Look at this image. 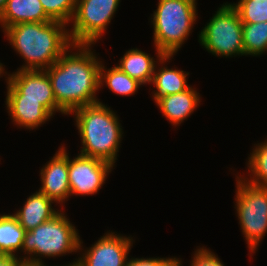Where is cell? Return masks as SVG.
<instances>
[{
    "label": "cell",
    "instance_id": "1",
    "mask_svg": "<svg viewBox=\"0 0 267 266\" xmlns=\"http://www.w3.org/2000/svg\"><path fill=\"white\" fill-rule=\"evenodd\" d=\"M92 45L75 44V50L66 51L54 64L45 69L56 99L66 113L79 107L99 102V68L102 63L92 52ZM68 52V53H67Z\"/></svg>",
    "mask_w": 267,
    "mask_h": 266
},
{
    "label": "cell",
    "instance_id": "2",
    "mask_svg": "<svg viewBox=\"0 0 267 266\" xmlns=\"http://www.w3.org/2000/svg\"><path fill=\"white\" fill-rule=\"evenodd\" d=\"M66 24L59 21L15 24L3 30L14 50L25 60L21 70H45L67 50H74ZM72 48V49H70Z\"/></svg>",
    "mask_w": 267,
    "mask_h": 266
},
{
    "label": "cell",
    "instance_id": "3",
    "mask_svg": "<svg viewBox=\"0 0 267 266\" xmlns=\"http://www.w3.org/2000/svg\"><path fill=\"white\" fill-rule=\"evenodd\" d=\"M71 113L75 114L83 146L78 154L98 158L115 166L123 129L114 111L99 101L79 107Z\"/></svg>",
    "mask_w": 267,
    "mask_h": 266
},
{
    "label": "cell",
    "instance_id": "4",
    "mask_svg": "<svg viewBox=\"0 0 267 266\" xmlns=\"http://www.w3.org/2000/svg\"><path fill=\"white\" fill-rule=\"evenodd\" d=\"M196 0H159L153 13L154 47L161 64L173 55L187 40L197 19Z\"/></svg>",
    "mask_w": 267,
    "mask_h": 266
},
{
    "label": "cell",
    "instance_id": "5",
    "mask_svg": "<svg viewBox=\"0 0 267 266\" xmlns=\"http://www.w3.org/2000/svg\"><path fill=\"white\" fill-rule=\"evenodd\" d=\"M75 228L61 210L52 219L31 231H26L22 247L23 253L28 255L23 257L26 265L47 266L40 257H60L82 251L83 242Z\"/></svg>",
    "mask_w": 267,
    "mask_h": 266
},
{
    "label": "cell",
    "instance_id": "6",
    "mask_svg": "<svg viewBox=\"0 0 267 266\" xmlns=\"http://www.w3.org/2000/svg\"><path fill=\"white\" fill-rule=\"evenodd\" d=\"M239 177H236V213L248 248L255 253L267 233V188Z\"/></svg>",
    "mask_w": 267,
    "mask_h": 266
},
{
    "label": "cell",
    "instance_id": "7",
    "mask_svg": "<svg viewBox=\"0 0 267 266\" xmlns=\"http://www.w3.org/2000/svg\"><path fill=\"white\" fill-rule=\"evenodd\" d=\"M242 29L238 12L231 3H225L201 30L199 42L215 56H242L245 55Z\"/></svg>",
    "mask_w": 267,
    "mask_h": 266
},
{
    "label": "cell",
    "instance_id": "8",
    "mask_svg": "<svg viewBox=\"0 0 267 266\" xmlns=\"http://www.w3.org/2000/svg\"><path fill=\"white\" fill-rule=\"evenodd\" d=\"M120 0H76L69 35L73 44L94 45L104 34Z\"/></svg>",
    "mask_w": 267,
    "mask_h": 266
},
{
    "label": "cell",
    "instance_id": "9",
    "mask_svg": "<svg viewBox=\"0 0 267 266\" xmlns=\"http://www.w3.org/2000/svg\"><path fill=\"white\" fill-rule=\"evenodd\" d=\"M7 95H23V99L39 100L53 115L61 112L67 115L57 104L50 78L45 70H21L6 77Z\"/></svg>",
    "mask_w": 267,
    "mask_h": 266
},
{
    "label": "cell",
    "instance_id": "10",
    "mask_svg": "<svg viewBox=\"0 0 267 266\" xmlns=\"http://www.w3.org/2000/svg\"><path fill=\"white\" fill-rule=\"evenodd\" d=\"M113 165L98 158L77 155L68 156V179L71 195H94L105 183Z\"/></svg>",
    "mask_w": 267,
    "mask_h": 266
},
{
    "label": "cell",
    "instance_id": "11",
    "mask_svg": "<svg viewBox=\"0 0 267 266\" xmlns=\"http://www.w3.org/2000/svg\"><path fill=\"white\" fill-rule=\"evenodd\" d=\"M106 234V235H105ZM77 261V266H126L133 245L131 237L106 232Z\"/></svg>",
    "mask_w": 267,
    "mask_h": 266
},
{
    "label": "cell",
    "instance_id": "12",
    "mask_svg": "<svg viewBox=\"0 0 267 266\" xmlns=\"http://www.w3.org/2000/svg\"><path fill=\"white\" fill-rule=\"evenodd\" d=\"M68 155L65 147L61 146L52 159L40 170L42 186L38 191L58 204L64 203L71 196Z\"/></svg>",
    "mask_w": 267,
    "mask_h": 266
},
{
    "label": "cell",
    "instance_id": "13",
    "mask_svg": "<svg viewBox=\"0 0 267 266\" xmlns=\"http://www.w3.org/2000/svg\"><path fill=\"white\" fill-rule=\"evenodd\" d=\"M5 100L11 120L17 126L36 129L53 116L39 100L23 99V95H7Z\"/></svg>",
    "mask_w": 267,
    "mask_h": 266
},
{
    "label": "cell",
    "instance_id": "14",
    "mask_svg": "<svg viewBox=\"0 0 267 266\" xmlns=\"http://www.w3.org/2000/svg\"><path fill=\"white\" fill-rule=\"evenodd\" d=\"M200 95L195 88L164 96L155 103L159 106L161 113L173 126L180 125L200 104Z\"/></svg>",
    "mask_w": 267,
    "mask_h": 266
},
{
    "label": "cell",
    "instance_id": "15",
    "mask_svg": "<svg viewBox=\"0 0 267 266\" xmlns=\"http://www.w3.org/2000/svg\"><path fill=\"white\" fill-rule=\"evenodd\" d=\"M54 203L45 194L36 191L25 201L23 208L13 215L26 231H31L61 211L52 207Z\"/></svg>",
    "mask_w": 267,
    "mask_h": 266
},
{
    "label": "cell",
    "instance_id": "16",
    "mask_svg": "<svg viewBox=\"0 0 267 266\" xmlns=\"http://www.w3.org/2000/svg\"><path fill=\"white\" fill-rule=\"evenodd\" d=\"M52 21L43 10L40 0H7L0 14L3 30L15 24Z\"/></svg>",
    "mask_w": 267,
    "mask_h": 266
},
{
    "label": "cell",
    "instance_id": "17",
    "mask_svg": "<svg viewBox=\"0 0 267 266\" xmlns=\"http://www.w3.org/2000/svg\"><path fill=\"white\" fill-rule=\"evenodd\" d=\"M150 56L138 48L129 49L120 59L117 67L142 85L150 84L157 62Z\"/></svg>",
    "mask_w": 267,
    "mask_h": 266
},
{
    "label": "cell",
    "instance_id": "18",
    "mask_svg": "<svg viewBox=\"0 0 267 266\" xmlns=\"http://www.w3.org/2000/svg\"><path fill=\"white\" fill-rule=\"evenodd\" d=\"M157 65L154 69L153 78L151 84L155 86L157 90L153 92V99L156 102L158 99L173 95L189 89L191 86L187 84L188 72L178 69H169L168 67H161L156 70ZM157 71V72H156ZM185 72V73H184Z\"/></svg>",
    "mask_w": 267,
    "mask_h": 266
},
{
    "label": "cell",
    "instance_id": "19",
    "mask_svg": "<svg viewBox=\"0 0 267 266\" xmlns=\"http://www.w3.org/2000/svg\"><path fill=\"white\" fill-rule=\"evenodd\" d=\"M25 232L13 214L0 215V254L15 256L18 250L22 252Z\"/></svg>",
    "mask_w": 267,
    "mask_h": 266
},
{
    "label": "cell",
    "instance_id": "20",
    "mask_svg": "<svg viewBox=\"0 0 267 266\" xmlns=\"http://www.w3.org/2000/svg\"><path fill=\"white\" fill-rule=\"evenodd\" d=\"M106 83L109 90L117 95L131 96L137 92L141 83L121 71L117 65L107 69L101 63L99 68V89Z\"/></svg>",
    "mask_w": 267,
    "mask_h": 266
},
{
    "label": "cell",
    "instance_id": "21",
    "mask_svg": "<svg viewBox=\"0 0 267 266\" xmlns=\"http://www.w3.org/2000/svg\"><path fill=\"white\" fill-rule=\"evenodd\" d=\"M242 31L245 56H259L267 51V21L243 23Z\"/></svg>",
    "mask_w": 267,
    "mask_h": 266
},
{
    "label": "cell",
    "instance_id": "22",
    "mask_svg": "<svg viewBox=\"0 0 267 266\" xmlns=\"http://www.w3.org/2000/svg\"><path fill=\"white\" fill-rule=\"evenodd\" d=\"M253 152L248 157V171H250L251 184L267 188V141L255 144Z\"/></svg>",
    "mask_w": 267,
    "mask_h": 266
},
{
    "label": "cell",
    "instance_id": "23",
    "mask_svg": "<svg viewBox=\"0 0 267 266\" xmlns=\"http://www.w3.org/2000/svg\"><path fill=\"white\" fill-rule=\"evenodd\" d=\"M231 5L238 12L242 23L267 21V0H239Z\"/></svg>",
    "mask_w": 267,
    "mask_h": 266
},
{
    "label": "cell",
    "instance_id": "24",
    "mask_svg": "<svg viewBox=\"0 0 267 266\" xmlns=\"http://www.w3.org/2000/svg\"><path fill=\"white\" fill-rule=\"evenodd\" d=\"M43 10L52 21L68 25L74 15L76 0H40Z\"/></svg>",
    "mask_w": 267,
    "mask_h": 266
},
{
    "label": "cell",
    "instance_id": "25",
    "mask_svg": "<svg viewBox=\"0 0 267 266\" xmlns=\"http://www.w3.org/2000/svg\"><path fill=\"white\" fill-rule=\"evenodd\" d=\"M126 266H182L178 258H130Z\"/></svg>",
    "mask_w": 267,
    "mask_h": 266
},
{
    "label": "cell",
    "instance_id": "26",
    "mask_svg": "<svg viewBox=\"0 0 267 266\" xmlns=\"http://www.w3.org/2000/svg\"><path fill=\"white\" fill-rule=\"evenodd\" d=\"M191 266H225L218 256L204 246L197 250L192 257Z\"/></svg>",
    "mask_w": 267,
    "mask_h": 266
},
{
    "label": "cell",
    "instance_id": "27",
    "mask_svg": "<svg viewBox=\"0 0 267 266\" xmlns=\"http://www.w3.org/2000/svg\"><path fill=\"white\" fill-rule=\"evenodd\" d=\"M11 255H0V266H27L23 258Z\"/></svg>",
    "mask_w": 267,
    "mask_h": 266
},
{
    "label": "cell",
    "instance_id": "28",
    "mask_svg": "<svg viewBox=\"0 0 267 266\" xmlns=\"http://www.w3.org/2000/svg\"><path fill=\"white\" fill-rule=\"evenodd\" d=\"M7 0H0V14L3 11L5 5H6Z\"/></svg>",
    "mask_w": 267,
    "mask_h": 266
},
{
    "label": "cell",
    "instance_id": "29",
    "mask_svg": "<svg viewBox=\"0 0 267 266\" xmlns=\"http://www.w3.org/2000/svg\"><path fill=\"white\" fill-rule=\"evenodd\" d=\"M4 73H6V72H4L3 64L0 63V77H2L1 75H3Z\"/></svg>",
    "mask_w": 267,
    "mask_h": 266
},
{
    "label": "cell",
    "instance_id": "30",
    "mask_svg": "<svg viewBox=\"0 0 267 266\" xmlns=\"http://www.w3.org/2000/svg\"><path fill=\"white\" fill-rule=\"evenodd\" d=\"M77 264V261H73L72 263H69L68 265H66V266H77L76 265ZM57 266V265H56ZM63 266V265H62ZM65 266V265H64Z\"/></svg>",
    "mask_w": 267,
    "mask_h": 266
}]
</instances>
